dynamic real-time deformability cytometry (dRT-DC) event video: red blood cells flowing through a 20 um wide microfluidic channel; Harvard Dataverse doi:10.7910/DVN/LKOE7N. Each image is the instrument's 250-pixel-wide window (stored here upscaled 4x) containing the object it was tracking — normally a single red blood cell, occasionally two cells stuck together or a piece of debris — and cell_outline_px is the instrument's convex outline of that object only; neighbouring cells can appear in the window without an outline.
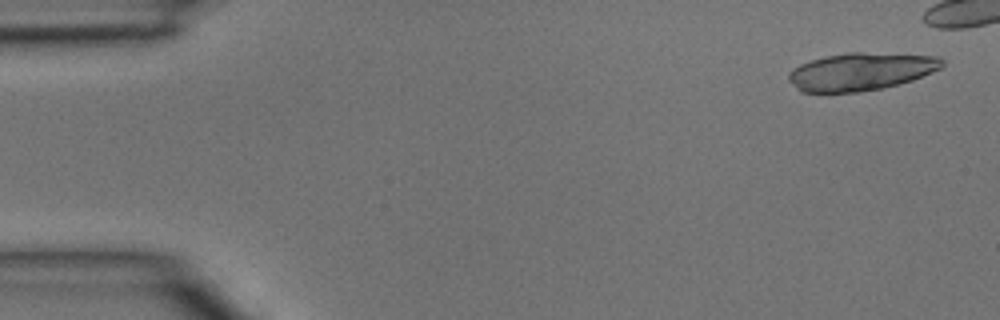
{"species": "common noctule bat (a hibernating species)", "species_latin": "Nyctalus noctula", "temperature_condition": "room temperature", "stored_images_in_passage": 5, "camera_frame_rate_fps": 3000, "um_per_image_px": 0.085, "animal": {"sex": "male", "body_mass_g": 15.6}, "frame": {"image": 1, "passage_image": 1, "time_ms": 0.0, "image_size_px": [1000, 320], "cell_outline_px": [[944, 64], [940, 68], [912, 80], [880, 88], [856, 92], [800, 92], [788, 80], [788, 72], [792, 68], [800, 64], [812, 60], [828, 56], [848, 52], [860, 52], [936, 56], [944, 60]], "centroid_in_image_um": [73.13, 6.08], "position_along_channel_um": 11.9, "area_um2": 33.35}}